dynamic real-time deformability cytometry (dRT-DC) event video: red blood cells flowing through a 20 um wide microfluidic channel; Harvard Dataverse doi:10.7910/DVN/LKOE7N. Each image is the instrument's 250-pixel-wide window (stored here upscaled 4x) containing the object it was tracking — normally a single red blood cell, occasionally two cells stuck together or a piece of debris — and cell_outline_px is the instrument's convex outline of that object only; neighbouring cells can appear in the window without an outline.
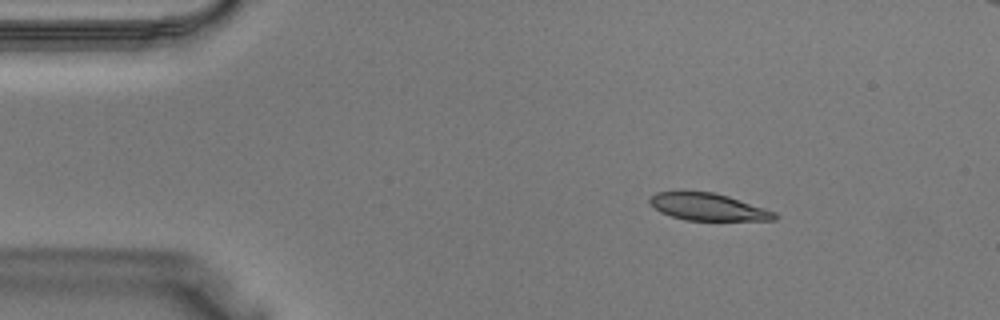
{"species": "Egyptian fruit bat (a non-hibernating species)", "species_latin": "Rousettus aegyptiacus", "temperature_condition": "warm", "stored_images_in_passage": 39, "segment_of_instrument_passage": [1, 2], "camera_frame_rate_fps": 3000, "um_per_image_px": 0.085, "animal": {"sex": "male"}, "frame": {"image": 1, "passage_image": 5, "time_ms": 1.333, "image_size_px": [1000, 320], "cell_outline_px": [[780, 216], [776, 220], [684, 220], [660, 212], [648, 200], [656, 192], [680, 188], [712, 192], [728, 196], [776, 212]], "centroid_in_image_um": [60.14, 17.54], "position_along_channel_um": 24.9, "area_um2": 20.29}}
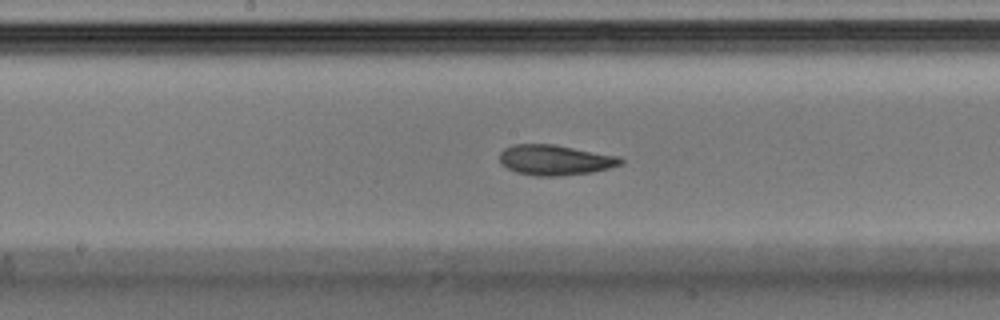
{"frame": {"image": 2, "passage_image": 19, "time_ms": 6.0, "image_size_px": [1000, 320], "cell_outline_px": [[624, 160], [620, 164], [608, 168], [592, 172], [560, 176], [536, 176], [516, 172], [500, 164], [500, 152], [504, 148], [512, 144], [552, 144], [620, 156]], "centroid_in_image_um": [47.15, 13.6], "position_along_channel_um": 201.0, "area_um2": 21.39}}
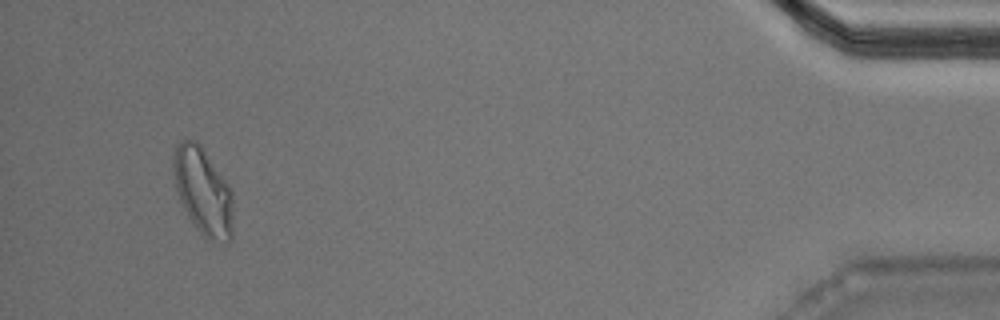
{"frame": {"image": 3, "passage_image": 36, "time_ms": 11.667, "image_size_px": [1000, 320], "cell_outline_px": [[232, 240], [228, 244], [208, 240], [200, 232], [188, 216], [180, 200], [176, 188], [172, 164], [172, 156], [176, 144], [180, 140], [196, 140], [200, 144], [228, 184], [232, 192]], "centroid_in_image_um": [17.26, 16.27], "position_along_channel_um": 417.9, "area_um2": 30.4}}